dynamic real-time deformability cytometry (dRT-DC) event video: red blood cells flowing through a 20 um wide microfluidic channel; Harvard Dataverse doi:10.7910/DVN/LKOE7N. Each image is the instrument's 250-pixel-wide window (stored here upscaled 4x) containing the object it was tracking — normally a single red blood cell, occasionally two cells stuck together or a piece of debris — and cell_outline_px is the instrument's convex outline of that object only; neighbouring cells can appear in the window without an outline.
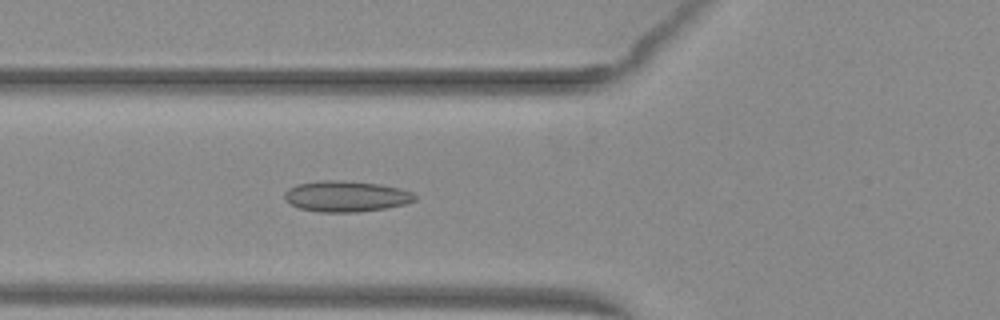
{"species": "common noctule bat (a hibernating species)", "species_latin": "Nyctalus noctula", "temperature_condition": "warm", "stored_images_in_passage": 51, "camera_frame_rate_fps": 3000, "um_per_image_px": 0.085, "animal": {"sex": "female", "body_mass_g": 29.2, "forearm_length_mm": 56.3}, "frame": {"image": 1, "passage_image": 19, "time_ms": 6.0, "image_size_px": [1000, 320], "cell_outline_px": [[416, 200], [404, 204], [384, 208], [356, 212], [320, 212], [300, 208], [284, 200], [284, 192], [288, 188], [296, 184], [320, 180], [344, 180], [380, 184], [400, 188], [412, 192], [416, 196]], "centroid_in_image_um": [29.39, 16.67], "position_along_channel_um": 96.4, "area_um2": 23.52}}
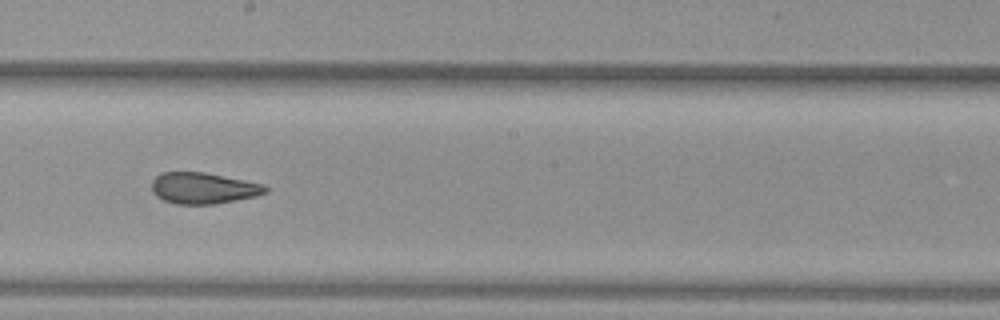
{"frame": {"image": 2, "passage_image": 29, "time_ms": 9.333, "image_size_px": [1000, 320], "cell_outline_px": [[268, 192], [256, 196], [216, 204], [176, 204], [164, 200], [156, 196], [152, 192], [152, 180], [160, 172], [204, 172], [264, 184], [268, 188]], "centroid_in_image_um": [17.27, 15.99], "position_along_channel_um": 230.9, "area_um2": 20.75}}
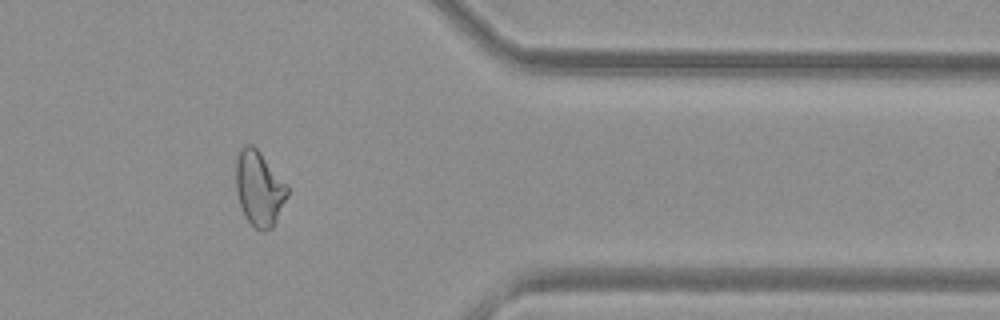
{"frame": {"image": 3, "passage_image": 42, "time_ms": 13.667, "image_size_px": [1000, 320], "cell_outline_px": [[288, 196], [272, 228], [264, 232], [260, 232], [244, 216], [236, 192], [236, 156], [240, 148], [244, 144], [252, 144], [260, 152], [288, 184]], "centroid_in_image_um": [22.03, 16.0], "position_along_channel_um": 389.4, "area_um2": 22.72}, "authors_computed_cell_mechanics": {"area_um2": 22.8888, "velocity_mm_per_s": 4.0281, "shape_relaxation_time_tau1_ms": null, "shape_relaxation_time_tau2_ms": 1.7667, "deformation_change_tau1": null, "deformation_change_tau2": 0.0918}}